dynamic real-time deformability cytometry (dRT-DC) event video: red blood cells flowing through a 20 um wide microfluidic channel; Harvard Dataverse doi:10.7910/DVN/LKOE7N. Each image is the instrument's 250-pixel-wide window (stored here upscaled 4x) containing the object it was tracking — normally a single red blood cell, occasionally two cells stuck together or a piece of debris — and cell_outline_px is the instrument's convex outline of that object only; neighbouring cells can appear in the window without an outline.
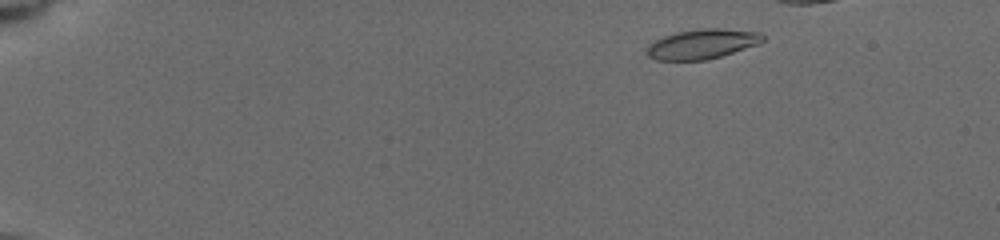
{"species": "common noctule bat (a hibernating species)", "species_latin": "Nyctalus noctula", "temperature_condition": "cold", "stored_images_in_passage": 85, "camera_frame_rate_fps": 3000, "um_per_image_px": 0.085, "animal": {"sex": "female", "body_mass_g": 19.5, "forearm_length_mm": 54.1}, "frame": {"image": 1, "passage_image": 9, "time_ms": 1.333, "image_size_px": [1000, 240], "cell_outline_px": [[764, 40], [760, 44], [720, 56], [704, 60], [656, 60], [648, 56], [648, 44], [664, 36], [676, 32], [700, 28], [720, 28], [760, 32], [764, 36]], "centroid_in_image_um": [59.71, 3.73], "position_along_channel_um": 25.3, "area_um2": 20.06}}
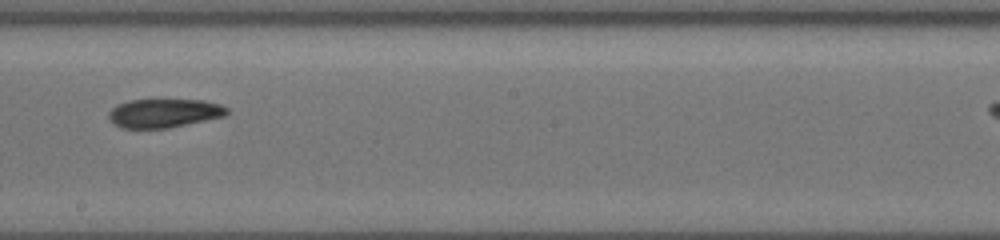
{"frame": {"image": 2, "passage_image": 54, "time_ms": 9.667, "image_size_px": [1000, 240], "cell_outline_px": [[228, 112], [224, 116], [168, 128], [124, 128], [116, 124], [108, 116], [108, 112], [116, 104], [128, 100], [156, 96], [204, 100], [220, 104], [228, 108]], "centroid_in_image_um": [13.94, 9.54], "position_along_channel_um": 234.3, "area_um2": 20.75}}
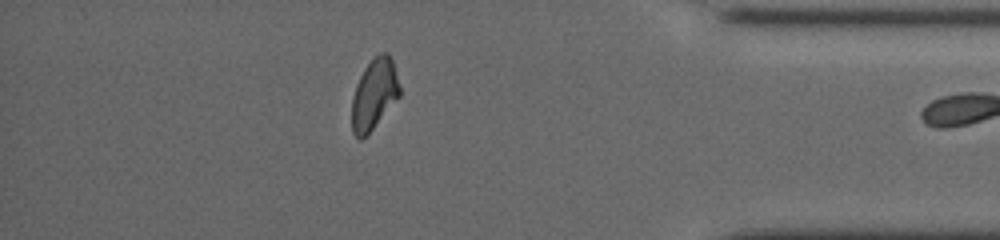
{"frame": {"image": 3, "passage_image": 84, "time_ms": 14.667, "image_size_px": [1000, 240], "cell_outline_px": [[400, 96], [372, 128], [360, 140], [352, 132], [352, 96], [356, 84], [364, 68], [372, 56], [380, 52], [388, 52], [392, 60], [400, 88]], "centroid_in_image_um": [31.79, 7.95], "position_along_channel_um": 403.4, "area_um2": 19.54}}